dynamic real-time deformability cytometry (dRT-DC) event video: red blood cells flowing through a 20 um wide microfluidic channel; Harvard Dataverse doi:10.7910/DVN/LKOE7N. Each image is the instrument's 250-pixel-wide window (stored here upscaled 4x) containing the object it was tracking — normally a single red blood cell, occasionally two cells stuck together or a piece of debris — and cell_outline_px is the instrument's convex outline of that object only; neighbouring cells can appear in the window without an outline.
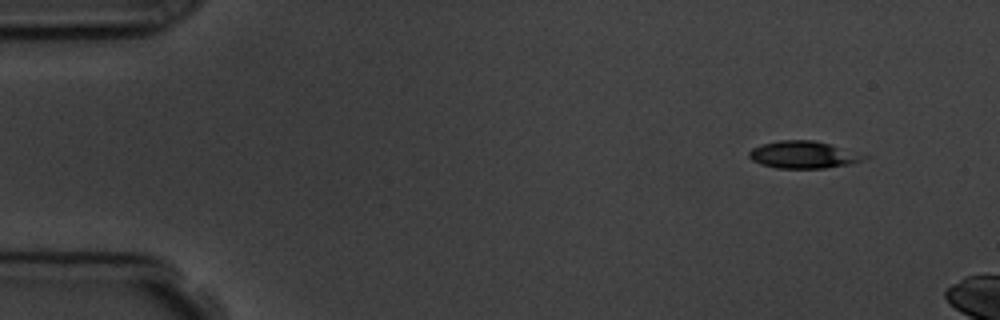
{"species": "common noctule bat (a hibernating species)", "species_latin": "Nyctalus noctula", "temperature_condition": "room temperature", "stored_images_in_passage": 3, "camera_frame_rate_fps": 3000, "um_per_image_px": 0.085, "animal": {"sex": "male", "body_mass_g": 19.5, "forearm_length_mm": 54.6}, "frame": {"image": 1, "passage_image": 1, "time_ms": 0.0, "image_size_px": [1000, 320], "cell_outline_px": [[872, 156], [864, 160], [852, 164], [824, 168], [776, 168], [760, 164], [752, 160], [748, 156], [748, 152], [752, 148], [760, 144], [780, 140], [812, 140], [828, 144]], "centroid_in_image_um": [68.29, 13.16], "position_along_channel_um": 16.7, "area_um2": 18.38}}